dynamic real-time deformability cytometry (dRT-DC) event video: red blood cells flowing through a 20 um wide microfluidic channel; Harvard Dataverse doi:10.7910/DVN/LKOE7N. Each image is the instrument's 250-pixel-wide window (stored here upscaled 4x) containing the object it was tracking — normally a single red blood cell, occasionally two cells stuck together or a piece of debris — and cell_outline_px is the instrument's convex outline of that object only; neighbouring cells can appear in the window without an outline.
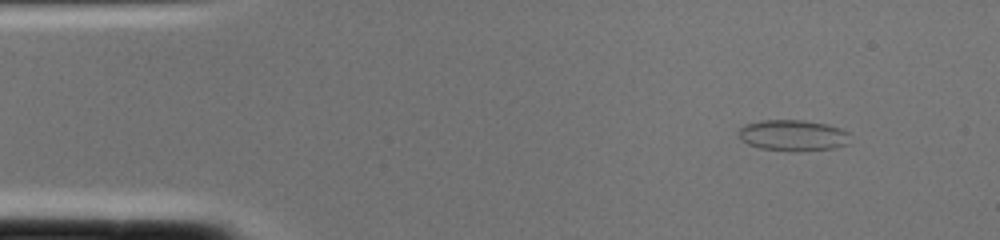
{"species": "common noctule bat (a hibernating species)", "species_latin": "Nyctalus noctula", "temperature_condition": "cold", "stored_images_in_passage": 1, "camera_frame_rate_fps": 3000, "um_per_image_px": 0.085, "animal": {"sex": "female", "body_mass_g": 22.0, "forearm_length_mm": 56.7}, "frame": {"image": 1, "passage_image": 1, "time_ms": 0.0, "image_size_px": [1000, 240], "cell_outline_px": [[848, 144], [832, 148], [792, 152], [760, 148], [748, 144], [740, 140], [736, 136], [736, 132], [744, 124], [760, 120], [804, 120], [828, 124], [840, 128], [848, 132]], "centroid_in_image_um": [67.33, 11.5], "position_along_channel_um": 17.7, "area_um2": 20.52}}